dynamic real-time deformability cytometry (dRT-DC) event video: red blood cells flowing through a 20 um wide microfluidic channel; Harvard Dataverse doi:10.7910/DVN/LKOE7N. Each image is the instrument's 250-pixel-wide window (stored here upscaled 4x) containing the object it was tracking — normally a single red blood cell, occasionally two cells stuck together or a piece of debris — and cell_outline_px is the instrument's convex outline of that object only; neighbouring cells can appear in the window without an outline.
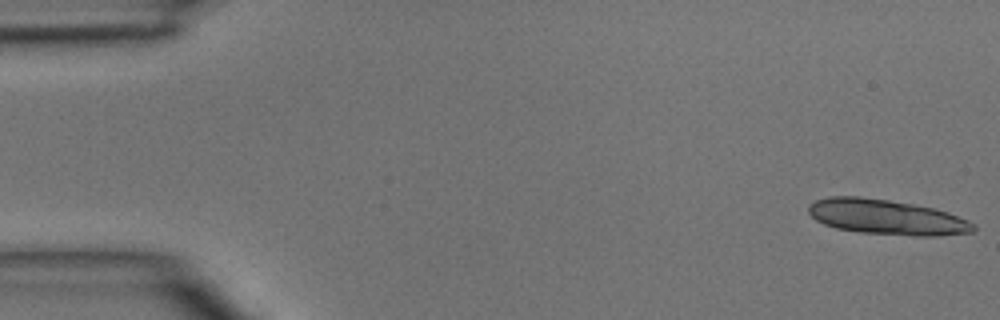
{"species": "common noctule bat (a hibernating species)", "species_latin": "Nyctalus noctula", "temperature_condition": "room temperature", "stored_images_in_passage": 17, "segment_of_instrument_passage": [1, 2], "camera_frame_rate_fps": 3000, "um_per_image_px": 0.085, "animal": {"sex": "male", "body_mass_g": 15.6}, "frame": {"image": 1, "passage_image": 1, "time_ms": 0.0, "image_size_px": [1000, 320], "cell_outline_px": [[976, 228], [972, 232], [936, 236], [912, 236], [860, 232], [836, 228], [824, 224], [816, 220], [808, 212], [808, 204], [816, 200], [828, 196], [860, 196], [888, 200], [912, 204], [932, 208], [948, 212], [968, 220], [976, 224]], "centroid_in_image_um": [75.35, 18.45], "position_along_channel_um": 9.6, "area_um2": 33.81}}